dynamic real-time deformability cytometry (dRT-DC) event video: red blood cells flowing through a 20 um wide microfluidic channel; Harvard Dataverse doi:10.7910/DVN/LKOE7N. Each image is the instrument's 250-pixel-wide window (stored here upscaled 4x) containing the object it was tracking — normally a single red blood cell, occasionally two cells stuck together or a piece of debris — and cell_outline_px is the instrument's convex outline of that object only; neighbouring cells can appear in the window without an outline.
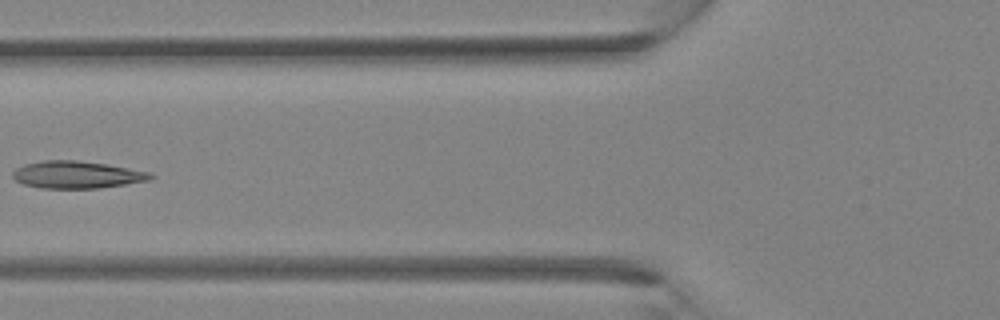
{"species": "Egyptian fruit bat (a non-hibernating species)", "species_latin": "Rousettus aegyptiacus", "temperature_condition": "room temperature", "stored_images_in_passage": 4, "camera_frame_rate_fps": 3000, "um_per_image_px": 0.085, "animal": {"sex": "female"}, "frame": {"image": 1, "passage_image": 4, "time_ms": 4.333, "image_size_px": [1000, 320], "cell_outline_px": [[156, 176], [148, 180], [100, 188], [40, 188], [24, 184], [16, 180], [12, 176], [12, 172], [16, 168], [24, 164], [44, 160], [76, 160], [104, 164], [152, 172]], "centroid_in_image_um": [6.52, 14.85], "position_along_channel_um": 119.3, "area_um2": 21.79}}